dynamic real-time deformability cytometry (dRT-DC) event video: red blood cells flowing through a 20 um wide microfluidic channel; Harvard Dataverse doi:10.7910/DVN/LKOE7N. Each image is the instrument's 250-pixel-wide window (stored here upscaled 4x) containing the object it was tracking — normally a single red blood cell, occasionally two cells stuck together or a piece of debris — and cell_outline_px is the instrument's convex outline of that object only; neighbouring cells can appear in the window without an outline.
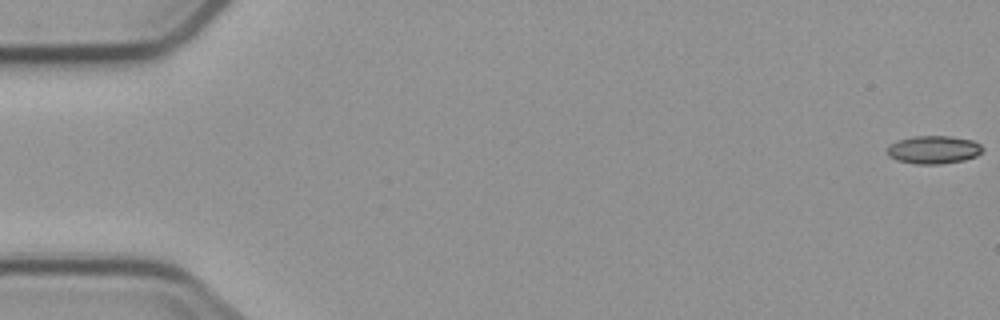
{"species": "common noctule bat (a hibernating species)", "species_latin": "Nyctalus noctula", "temperature_condition": "cold", "stored_images_in_passage": 7, "camera_frame_rate_fps": 3000, "um_per_image_px": 0.085, "animal": {"sex": "male", "body_mass_g": 23.1, "forearm_length_mm": 52.7}, "frame": {"image": 1, "passage_image": 1, "time_ms": 0.0, "image_size_px": [1000, 320], "cell_outline_px": [[984, 148], [976, 156], [964, 160], [940, 164], [916, 164], [896, 160], [888, 156], [888, 144], [900, 140], [916, 136], [952, 136], [972, 140], [980, 144]], "centroid_in_image_um": [79.36, 12.73], "position_along_channel_um": 5.6, "area_um2": 15.55}}
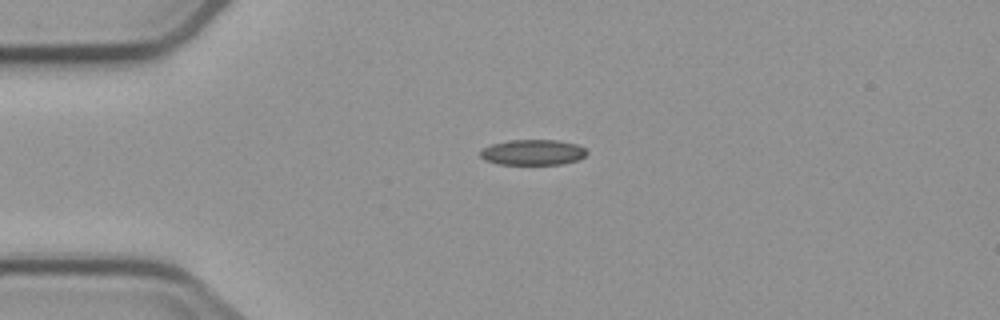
{"frame": {"image": 2, "passage_image": 5, "time_ms": 4.333, "image_size_px": [1000, 320], "cell_outline_px": [[588, 152], [584, 156], [576, 160], [560, 164], [500, 164], [488, 160], [480, 156], [480, 152], [484, 148], [492, 144], [508, 140], [556, 140], [576, 144], [584, 148]], "centroid_in_image_um": [45.3, 12.94], "position_along_channel_um": 39.7, "area_um2": 15.55}}
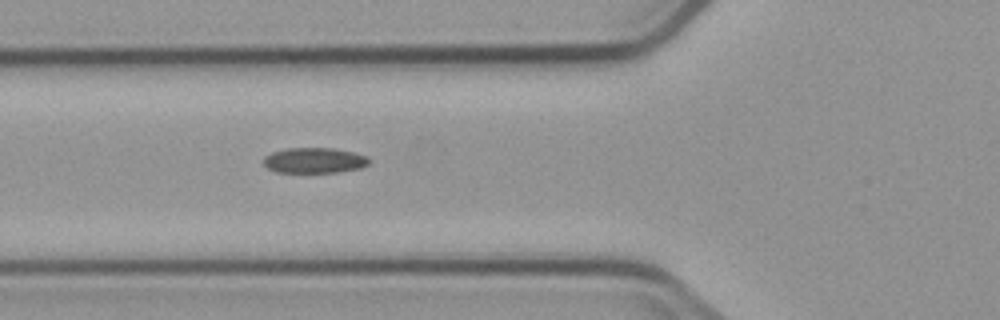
{"frame": {"image": 3, "passage_image": 7, "time_ms": 6.667, "image_size_px": [1000, 320], "cell_outline_px": [[368, 164], [360, 168], [336, 172], [276, 172], [268, 168], [264, 164], [264, 156], [272, 152], [288, 148], [332, 148], [352, 152], [368, 156]], "centroid_in_image_um": [26.7, 13.63], "position_along_channel_um": 99.1, "area_um2": 15.49}}